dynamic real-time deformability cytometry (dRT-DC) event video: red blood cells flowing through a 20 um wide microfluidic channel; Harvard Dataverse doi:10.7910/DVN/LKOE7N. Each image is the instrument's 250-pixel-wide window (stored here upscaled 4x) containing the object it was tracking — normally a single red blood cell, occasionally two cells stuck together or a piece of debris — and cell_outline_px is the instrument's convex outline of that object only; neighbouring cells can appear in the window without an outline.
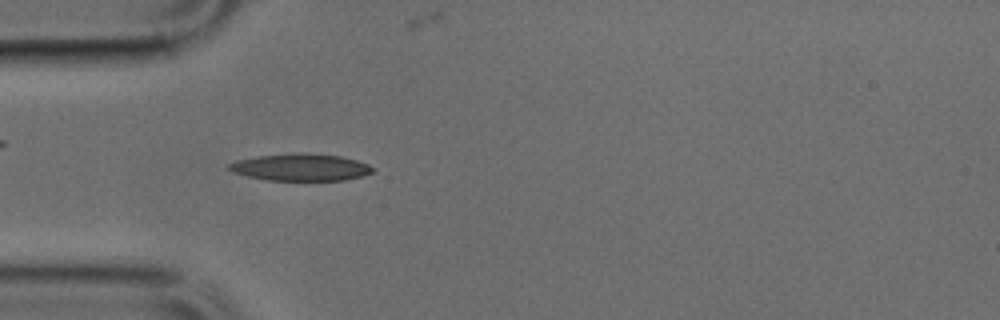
{"species": "common noctule bat (a hibernating species)", "species_latin": "Nyctalus noctula", "temperature_condition": "cold", "stored_images_in_passage": 48, "camera_frame_rate_fps": 3000, "um_per_image_px": 0.085, "animal": {"sex": "male", "body_mass_g": 17.9, "forearm_length_mm": 54.2}, "frame": {"image": 1, "passage_image": 13, "time_ms": 4.0, "image_size_px": [1000, 320], "cell_outline_px": [[372, 172], [360, 176], [344, 180], [268, 180], [248, 176], [232, 172], [228, 168], [228, 164], [236, 160], [256, 156], [296, 152], [340, 156], [356, 160], [368, 164], [372, 168]], "centroid_in_image_um": [25.5, 14.21], "position_along_channel_um": 59.5, "area_um2": 22.48}}
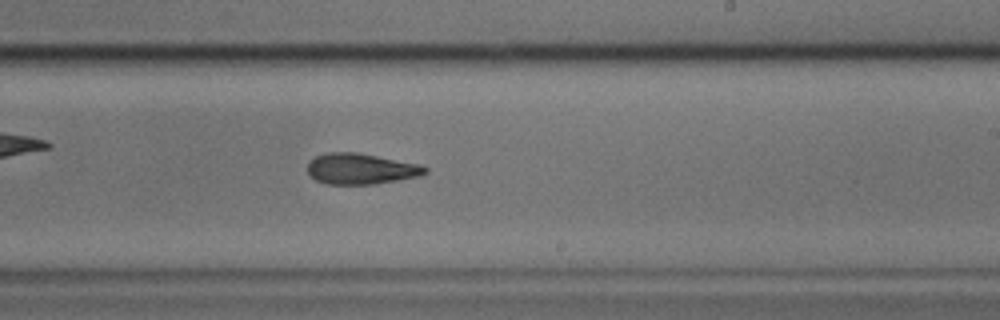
{"frame": {"image": 2, "passage_image": 28, "time_ms": 9.0, "image_size_px": [1000, 320], "cell_outline_px": [[428, 172], [420, 176], [376, 184], [328, 184], [316, 180], [308, 172], [308, 160], [316, 156], [328, 152], [356, 152], [420, 164], [428, 168]], "centroid_in_image_um": [30.68, 14.35], "position_along_channel_um": 258.3, "area_um2": 21.15}}
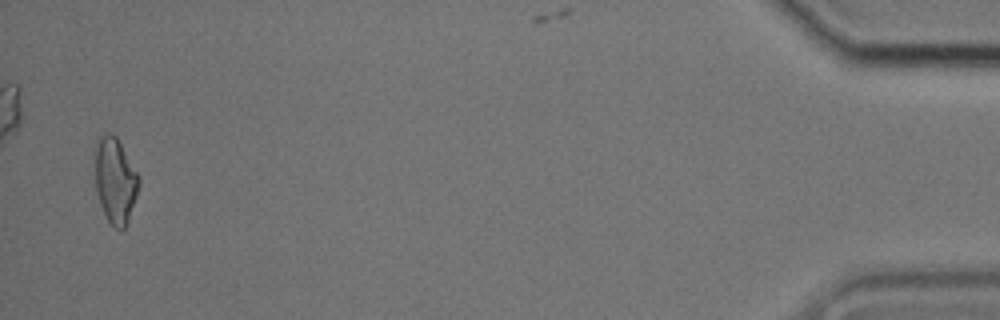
{"frame": {"image": 3, "passage_image": 47, "time_ms": 15.333, "image_size_px": [1000, 320], "cell_outline_px": [[140, 184], [128, 220], [124, 228], [116, 228], [108, 220], [100, 204], [96, 188], [92, 156], [96, 140], [108, 132], [116, 136], [140, 176]], "centroid_in_image_um": [9.76, 15.26], "position_along_channel_um": 425.4, "area_um2": 22.14}}